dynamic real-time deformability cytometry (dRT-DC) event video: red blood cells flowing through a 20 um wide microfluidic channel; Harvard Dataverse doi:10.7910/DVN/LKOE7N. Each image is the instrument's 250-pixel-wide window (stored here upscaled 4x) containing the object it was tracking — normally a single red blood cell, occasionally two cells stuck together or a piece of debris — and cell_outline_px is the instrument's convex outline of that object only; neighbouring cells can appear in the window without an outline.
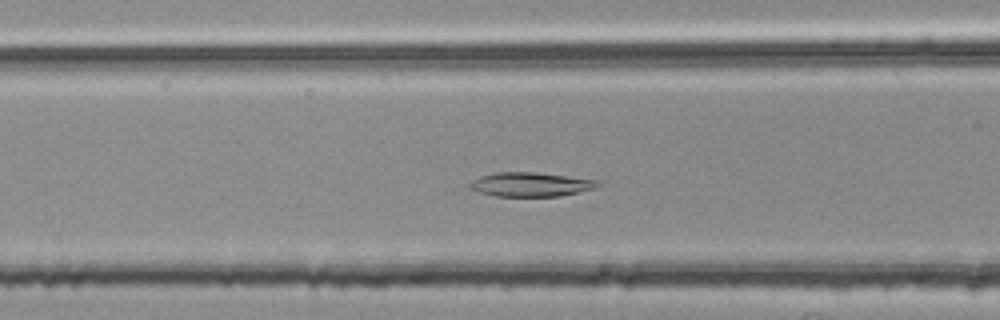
{"species": "common noctule bat (a hibernating species)", "species_latin": "Nyctalus noctula", "temperature_condition": "room temperature", "stored_images_in_passage": 49, "camera_frame_rate_fps": 3000, "um_per_image_px": 0.085, "animal": {"sex": "female", "body_mass_g": 25.1}, "frame": {"image": 1, "passage_image": 19, "time_ms": 6.0, "image_size_px": [1000, 320], "cell_outline_px": [[600, 184], [592, 188], [580, 192], [560, 196], [496, 196], [480, 192], [468, 188], [468, 184], [472, 180], [480, 176], [496, 172], [536, 172], [596, 180]], "centroid_in_image_um": [45.04, 15.67], "position_along_channel_um": 121.6, "area_um2": 17.86}}
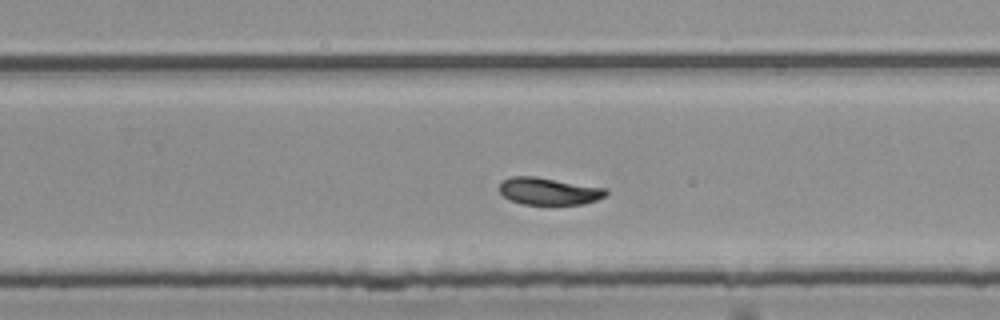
{"frame": {"image": 2, "passage_image": 32, "time_ms": 10.333, "image_size_px": [1000, 320], "cell_outline_px": [[608, 192], [604, 196], [596, 200], [584, 204], [520, 204], [508, 200], [500, 192], [500, 180], [512, 176], [536, 176], [608, 188]], "centroid_in_image_um": [46.63, 16.24], "position_along_channel_um": 283.2, "area_um2": 17.11}}
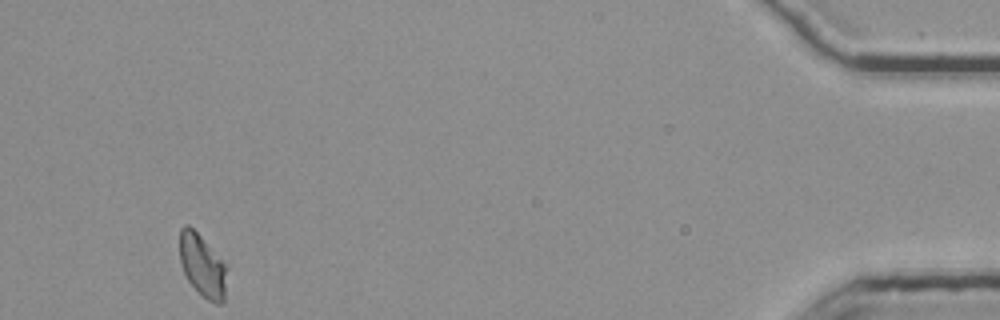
{"frame": {"image": 3, "passage_image": 49, "time_ms": 16.0, "image_size_px": [1000, 320], "cell_outline_px": [[224, 304], [216, 304], [208, 300], [188, 280], [184, 272], [180, 260], [180, 228], [184, 224], [188, 224], [200, 236], [224, 264]], "centroid_in_image_um": [17.15, 22.57], "position_along_channel_um": 418.0, "area_um2": 16.3}, "authors_computed_cell_mechanics": {"area_um2": 17.9758, "velocity_mm_per_s": 3.7379, "shape_relaxation_time_tau1_ms": 4.6473, "shape_relaxation_time_tau2_ms": 4.5215, "deformation_change_tau1": 0.1254, "deformation_change_tau2": 0.0546}}